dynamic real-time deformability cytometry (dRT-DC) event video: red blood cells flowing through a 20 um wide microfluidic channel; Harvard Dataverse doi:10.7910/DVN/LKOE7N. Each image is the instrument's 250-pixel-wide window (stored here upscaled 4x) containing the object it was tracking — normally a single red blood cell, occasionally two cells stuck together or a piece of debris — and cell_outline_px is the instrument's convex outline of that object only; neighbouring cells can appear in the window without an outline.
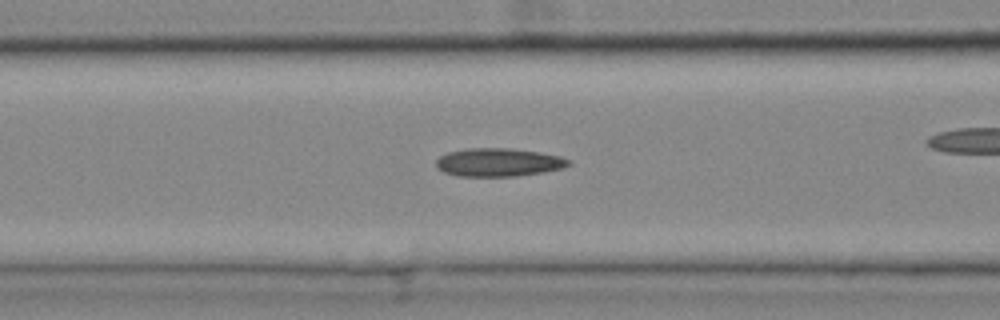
{"species": "common noctule bat (a hibernating species)", "species_latin": "Nyctalus noctula", "temperature_condition": "cold", "stored_images_in_passage": 45, "camera_frame_rate_fps": 3000, "um_per_image_px": 0.085, "animal": {"sex": "female", "body_mass_g": 25.1}, "frame": {"image": 1, "passage_image": 22, "time_ms": 7.0, "image_size_px": [1000, 320], "cell_outline_px": [[572, 164], [564, 168], [544, 172], [516, 176], [456, 176], [444, 172], [436, 168], [436, 160], [440, 156], [448, 152], [468, 148], [508, 148], [536, 152], [560, 156], [572, 160]], "centroid_in_image_um": [42.38, 13.8], "position_along_channel_um": 124.2, "area_um2": 21.91}}
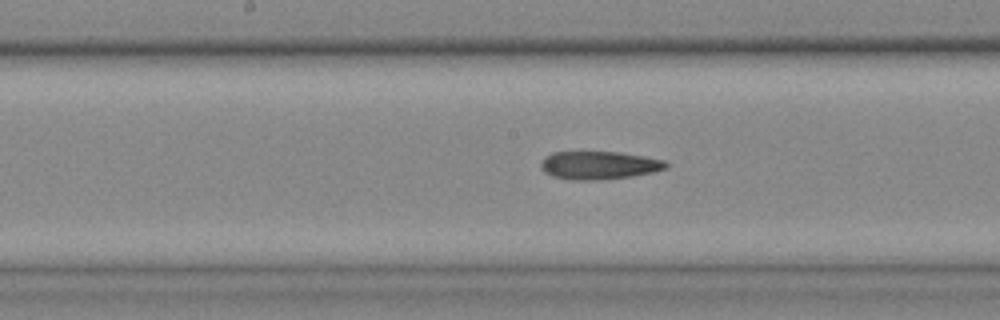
{"frame": {"image": 2, "passage_image": 28, "time_ms": 9.0, "image_size_px": [1000, 320], "cell_outline_px": [[672, 164], [668, 168], [652, 172], [632, 176], [596, 180], [572, 180], [552, 176], [544, 172], [540, 168], [540, 164], [552, 152], [620, 152], [668, 160]], "centroid_in_image_um": [50.99, 14.05], "position_along_channel_um": 197.2, "area_um2": 20.63}}
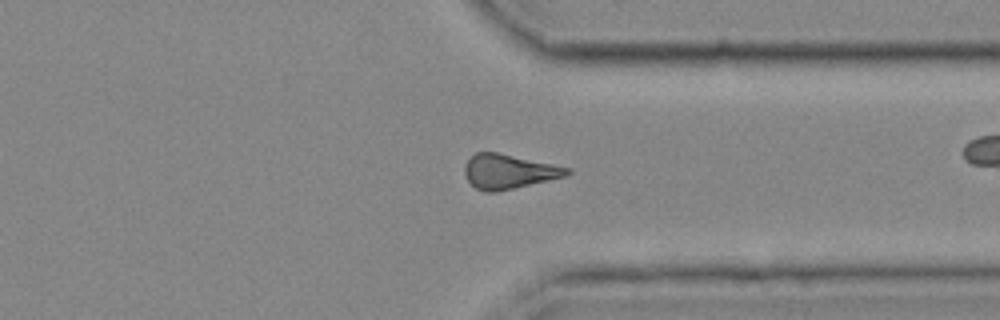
{"frame": {"image": 3, "passage_image": 42, "time_ms": 13.667, "image_size_px": [1000, 320], "cell_outline_px": [[572, 172], [564, 176], [548, 180], [496, 192], [484, 192], [476, 188], [468, 180], [464, 172], [464, 164], [476, 152], [496, 152], [572, 168]], "centroid_in_image_um": [43.23, 14.58], "position_along_channel_um": 368.2, "area_um2": 20.35}}